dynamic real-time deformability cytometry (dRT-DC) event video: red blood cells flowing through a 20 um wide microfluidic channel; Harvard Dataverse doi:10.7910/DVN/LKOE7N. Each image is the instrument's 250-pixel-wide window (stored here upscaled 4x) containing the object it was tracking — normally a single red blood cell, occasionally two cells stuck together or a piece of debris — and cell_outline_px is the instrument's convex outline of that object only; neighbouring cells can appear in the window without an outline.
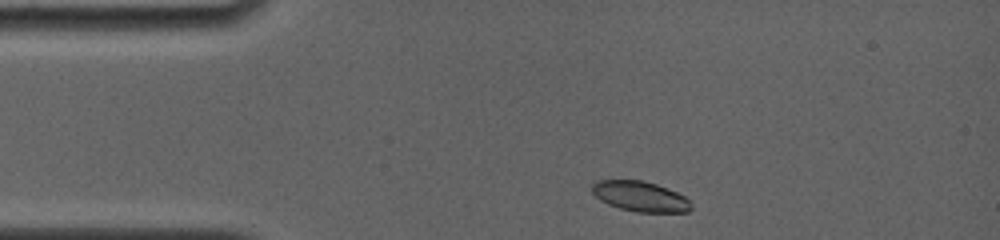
{"species": "common noctule bat (a hibernating species)", "species_latin": "Nyctalus noctula", "temperature_condition": "room temperature", "stored_images_in_passage": 6, "camera_frame_rate_fps": 4000, "um_per_image_px": 0.085, "animal": {"sex": "female", "body_mass_g": 19.0, "forearm_length_mm": 56.7}, "frame": {"image": 1, "passage_image": 1, "time_ms": 0.0, "image_size_px": [1000, 240], "cell_outline_px": [[692, 208], [688, 212], [636, 212], [620, 208], [608, 204], [600, 200], [592, 192], [592, 184], [596, 180], [640, 180], [656, 184], [668, 188], [684, 196], [692, 204]], "centroid_in_image_um": [54.42, 16.69], "position_along_channel_um": 30.6, "area_um2": 17.46}}
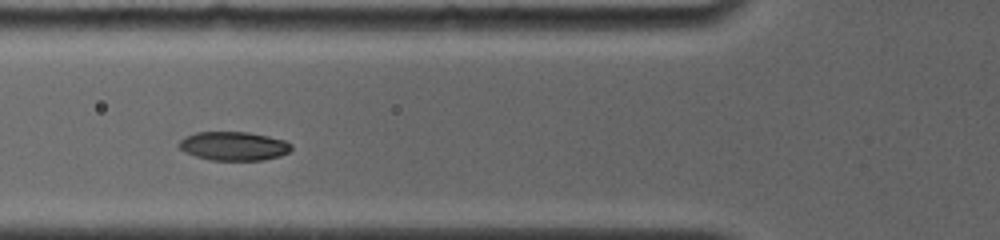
{"frame": {"image": 2, "passage_image": 4, "time_ms": 0.75, "image_size_px": [1000, 240], "cell_outline_px": [[292, 148], [288, 152], [280, 156], [264, 160], [208, 160], [184, 152], [176, 144], [184, 136], [196, 132], [248, 132], [268, 136], [284, 140], [292, 144]], "centroid_in_image_um": [19.84, 12.41], "position_along_channel_um": 106.0, "area_um2": 19.02}}
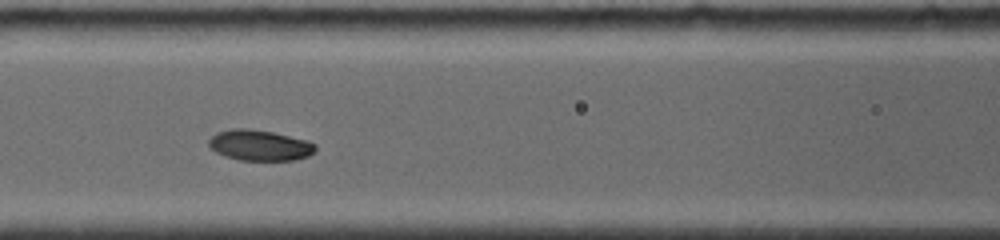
{"frame": {"image": 3, "passage_image": 5, "time_ms": 1.0, "image_size_px": [1000, 240], "cell_outline_px": [[316, 152], [308, 156], [296, 160], [240, 160], [224, 156], [216, 152], [208, 144], [208, 140], [216, 132], [232, 128], [248, 128], [272, 132], [308, 140], [316, 144]], "centroid_in_image_um": [22.09, 12.34], "position_along_channel_um": 144.5, "area_um2": 19.25}}